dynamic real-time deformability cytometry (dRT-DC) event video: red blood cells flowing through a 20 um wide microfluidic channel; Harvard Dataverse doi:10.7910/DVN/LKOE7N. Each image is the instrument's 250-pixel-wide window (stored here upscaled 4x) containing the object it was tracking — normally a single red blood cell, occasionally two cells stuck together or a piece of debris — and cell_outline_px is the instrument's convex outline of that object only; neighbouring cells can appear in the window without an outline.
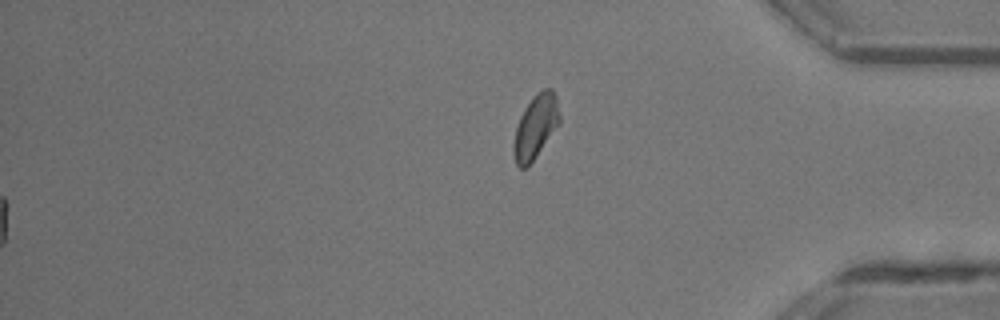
{"species": "common noctule bat (a hibernating species)", "species_latin": "Nyctalus noctula", "temperature_condition": "room temperature", "stored_images_in_passage": 50, "segment_of_instrument_passage": [2, 2], "camera_frame_rate_fps": 3000, "um_per_image_px": 0.085, "animal": {"sex": "male", "body_mass_g": 13.3}, "frame": {"image": 1, "passage_image": 50, "time_ms": 16.333, "image_size_px": [1000, 320], "cell_outline_px": [[560, 124], [528, 168], [520, 168], [516, 164], [512, 148], [512, 144], [516, 128], [520, 116], [524, 108], [532, 96], [536, 92], [544, 88], [552, 88], [556, 96], [560, 116]], "centroid_in_image_um": [45.52, 10.77], "position_along_channel_um": 389.7, "area_um2": 17.46}}